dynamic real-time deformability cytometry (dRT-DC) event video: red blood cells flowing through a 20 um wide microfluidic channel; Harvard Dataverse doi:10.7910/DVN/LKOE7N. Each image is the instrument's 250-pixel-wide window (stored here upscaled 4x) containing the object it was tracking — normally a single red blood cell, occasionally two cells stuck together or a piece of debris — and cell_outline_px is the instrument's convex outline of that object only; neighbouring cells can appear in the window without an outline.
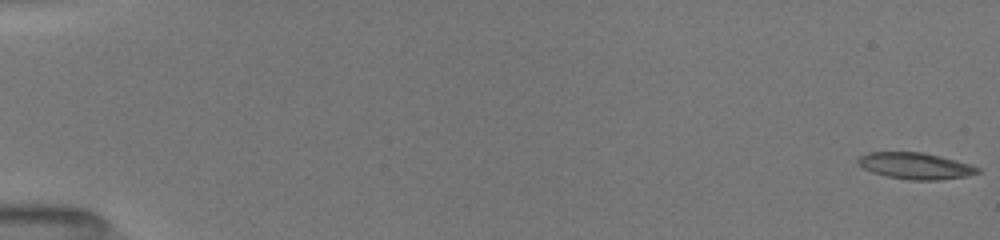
{"species": "common noctule bat (a hibernating species)", "species_latin": "Nyctalus noctula", "temperature_condition": "room temperature", "stored_images_in_passage": 12, "camera_frame_rate_fps": 3000, "um_per_image_px": 0.085, "animal": {"sex": "female", "body_mass_g": 19.5, "forearm_length_mm": 54.1}, "frame": {"image": 1, "passage_image": 1, "time_ms": 0.0, "image_size_px": [1000, 240], "cell_outline_px": [[980, 172], [968, 176], [940, 180], [908, 180], [888, 176], [872, 172], [864, 168], [856, 160], [860, 156], [868, 152], [924, 152], [940, 156], [968, 164], [980, 168]], "centroid_in_image_um": [77.81, 14.1], "position_along_channel_um": 7.2, "area_um2": 18.32}}